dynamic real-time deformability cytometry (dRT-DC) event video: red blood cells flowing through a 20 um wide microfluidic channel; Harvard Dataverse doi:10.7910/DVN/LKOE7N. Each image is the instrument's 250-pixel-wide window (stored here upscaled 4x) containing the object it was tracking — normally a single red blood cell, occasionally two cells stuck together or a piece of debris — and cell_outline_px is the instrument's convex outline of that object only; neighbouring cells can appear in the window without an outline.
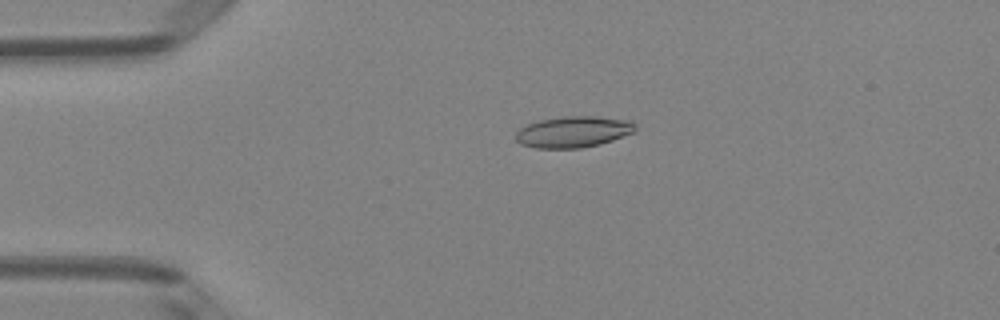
{"species": "Egyptian fruit bat (a non-hibernating species)", "species_latin": "Rousettus aegyptiacus", "temperature_condition": "room temperature", "stored_images_in_passage": 50, "camera_frame_rate_fps": 3000, "um_per_image_px": 0.085, "animal": {"sex": "female"}, "frame": {"image": 1, "passage_image": 11, "time_ms": 3.333, "image_size_px": [1000, 320], "cell_outline_px": [[636, 132], [600, 144], [580, 148], [536, 148], [520, 144], [516, 140], [516, 132], [520, 128], [528, 124], [540, 120], [560, 116], [596, 116], [632, 120], [636, 124]], "centroid_in_image_um": [48.76, 11.2], "position_along_channel_um": 36.2, "area_um2": 21.96}}
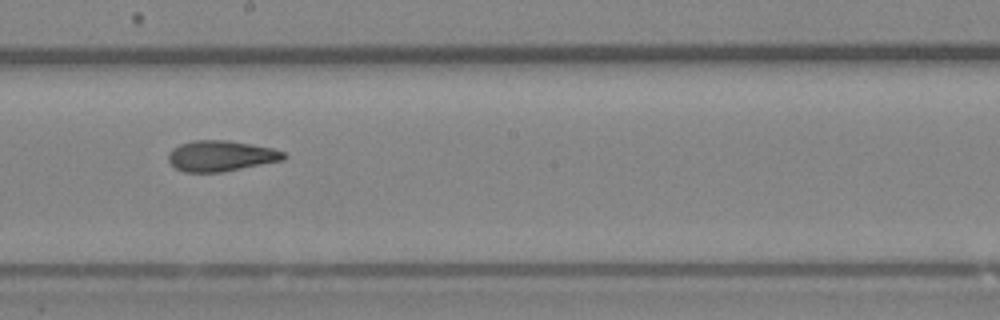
{"frame": {"image": 2, "passage_image": 28, "time_ms": 9.0, "image_size_px": [1000, 320], "cell_outline_px": [[288, 156], [284, 160], [224, 172], [184, 172], [176, 168], [168, 160], [168, 152], [172, 148], [180, 144], [192, 140], [228, 140], [272, 148], [284, 152]], "centroid_in_image_um": [18.78, 13.25], "position_along_channel_um": 229.4, "area_um2": 20.81}}
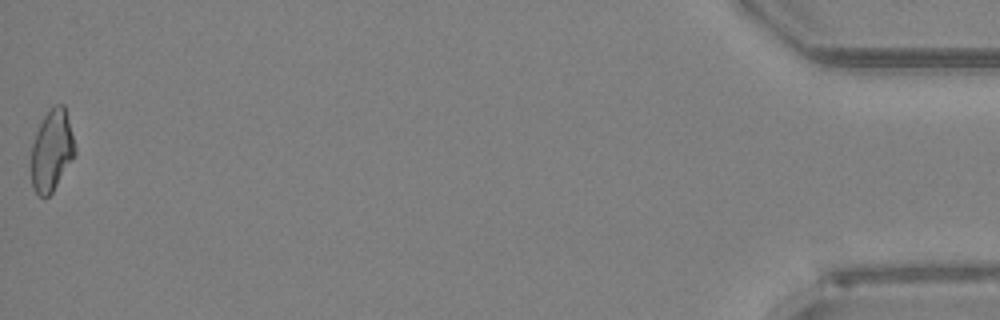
{"frame": {"image": 3, "passage_image": 50, "time_ms": 16.333, "image_size_px": [1000, 320], "cell_outline_px": [[76, 152], [52, 192], [48, 196], [40, 196], [32, 188], [32, 144], [36, 132], [44, 116], [52, 104], [64, 104], [76, 148]], "centroid_in_image_um": [4.4, 12.75], "position_along_channel_um": 430.8, "area_um2": 20.4}, "authors_computed_cell_mechanics": {"area_um2": 20.8658, "velocity_mm_per_s": 4.0657, "shape_relaxation_time_tau1_ms": 5.9098, "shape_relaxation_time_tau2_ms": 2.1339, "deformation_change_tau1": 0.1966, "deformation_change_tau2": 0.1026}}